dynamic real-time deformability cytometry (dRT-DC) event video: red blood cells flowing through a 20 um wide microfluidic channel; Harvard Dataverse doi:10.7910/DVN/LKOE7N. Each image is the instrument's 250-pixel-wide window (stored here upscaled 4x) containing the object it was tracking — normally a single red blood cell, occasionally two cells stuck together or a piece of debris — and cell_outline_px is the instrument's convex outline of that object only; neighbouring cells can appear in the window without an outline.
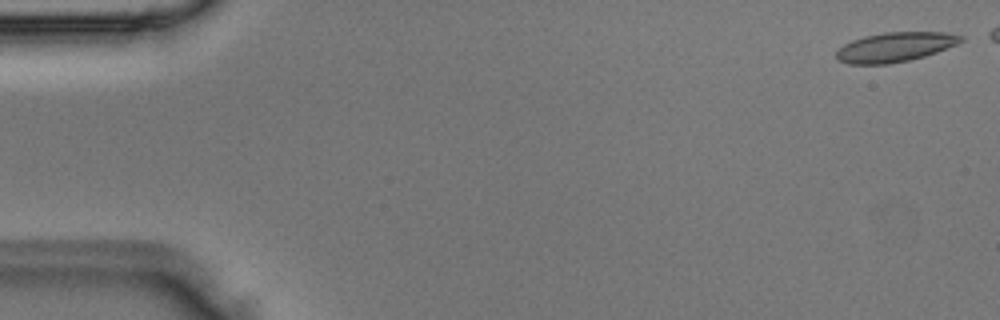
{"species": "Egyptian fruit bat (a non-hibernating species)", "species_latin": "Rousettus aegyptiacus", "temperature_condition": "room temperature", "stored_images_in_passage": 5, "camera_frame_rate_fps": 3000, "um_per_image_px": 0.085, "animal": {"sex": "male"}, "frame": {"image": 1, "passage_image": 1, "time_ms": 0.0, "image_size_px": [1000, 320], "cell_outline_px": [[964, 40], [956, 44], [936, 52], [924, 56], [908, 60], [888, 64], [848, 64], [836, 60], [836, 52], [844, 44], [852, 40], [864, 36], [884, 32], [944, 32], [964, 36]], "centroid_in_image_um": [76.05, 4.0], "position_along_channel_um": 8.9, "area_um2": 21.39}}